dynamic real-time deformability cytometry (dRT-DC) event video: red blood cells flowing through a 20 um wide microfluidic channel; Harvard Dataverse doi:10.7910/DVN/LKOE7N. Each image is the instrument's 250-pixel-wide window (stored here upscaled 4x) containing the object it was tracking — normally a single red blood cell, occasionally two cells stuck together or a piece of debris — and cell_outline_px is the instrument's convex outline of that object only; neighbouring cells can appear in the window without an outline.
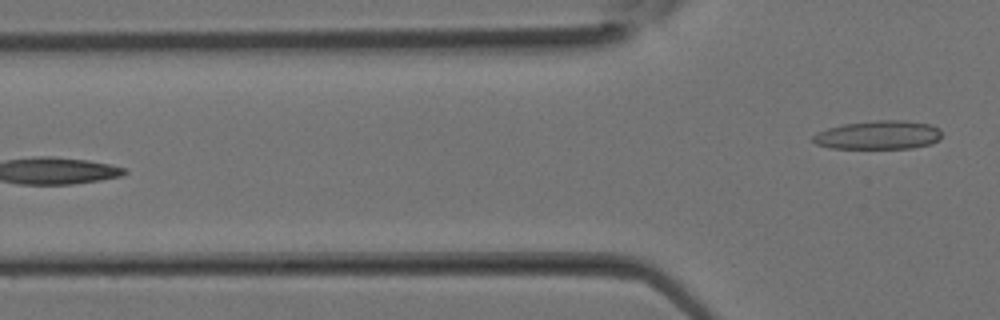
{"species": "Egyptian fruit bat (a non-hibernating species)", "species_latin": "Rousettus aegyptiacus", "temperature_condition": "room temperature", "stored_images_in_passage": 11, "segment_of_instrument_passage": [2, 2], "camera_frame_rate_fps": 3000, "um_per_image_px": 0.085, "animal": {"sex": "female"}, "frame": {"image": 1, "passage_image": 11, "time_ms": 3.333, "image_size_px": [1000, 320], "cell_outline_px": [[940, 140], [932, 144], [912, 148], [832, 148], [816, 144], [812, 140], [812, 136], [816, 132], [828, 128], [844, 124], [876, 120], [904, 120], [928, 124], [940, 128]], "centroid_in_image_um": [74.67, 11.48], "position_along_channel_um": 51.1, "area_um2": 21.56}}